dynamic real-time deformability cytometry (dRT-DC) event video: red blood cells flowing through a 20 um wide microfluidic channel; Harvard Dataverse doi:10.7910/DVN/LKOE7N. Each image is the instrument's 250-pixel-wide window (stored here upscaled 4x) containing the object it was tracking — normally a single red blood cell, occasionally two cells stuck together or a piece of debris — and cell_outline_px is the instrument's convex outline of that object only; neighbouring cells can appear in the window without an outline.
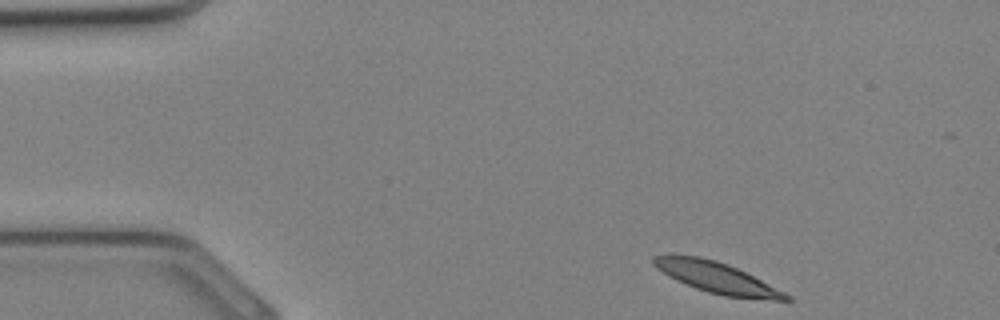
{"species": "Egyptian fruit bat (a non-hibernating species)", "species_latin": "Rousettus aegyptiacus", "temperature_condition": "cold", "stored_images_in_passage": 7, "camera_frame_rate_fps": 3000, "um_per_image_px": 0.085, "animal": {"sex": "female"}, "frame": {"image": 1, "passage_image": 1, "time_ms": 0.0, "image_size_px": [1000, 320], "cell_outline_px": [[792, 300], [772, 300], [724, 296], [708, 292], [696, 288], [676, 280], [668, 276], [656, 268], [652, 264], [652, 256], [668, 252], [700, 256], [716, 260], [728, 264], [792, 296]], "centroid_in_image_um": [60.81, 23.55], "position_along_channel_um": 24.2, "area_um2": 24.1}}